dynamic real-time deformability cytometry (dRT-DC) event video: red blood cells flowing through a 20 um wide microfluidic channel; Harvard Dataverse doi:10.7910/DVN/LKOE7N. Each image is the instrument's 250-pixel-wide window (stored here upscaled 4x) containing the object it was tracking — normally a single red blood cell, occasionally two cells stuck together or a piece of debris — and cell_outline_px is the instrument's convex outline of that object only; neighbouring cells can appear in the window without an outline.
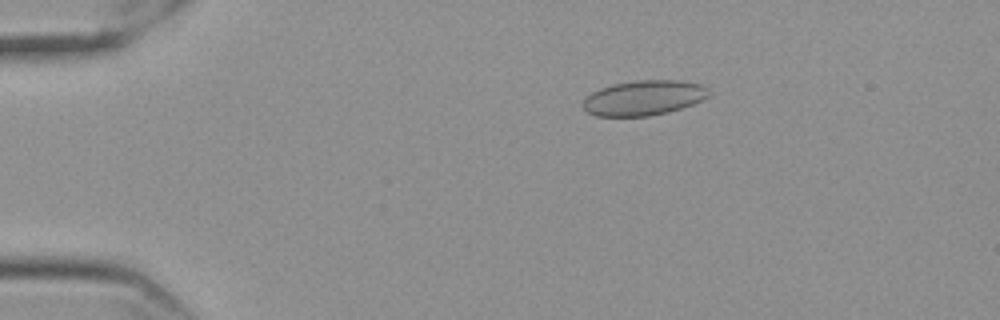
{"species": "Egyptian fruit bat (a non-hibernating species)", "species_latin": "Rousettus aegyptiacus", "temperature_condition": "cold", "stored_images_in_passage": 58, "camera_frame_rate_fps": 3000, "um_per_image_px": 0.085, "frame": {"image": 1, "passage_image": 11, "time_ms": 3.333, "image_size_px": [1000, 320], "cell_outline_px": [[712, 92], [708, 96], [692, 104], [668, 112], [648, 116], [596, 116], [588, 112], [580, 104], [592, 92], [600, 88], [612, 84], [636, 80], [680, 80], [704, 84]], "centroid_in_image_um": [54.73, 8.3], "position_along_channel_um": 30.3, "area_um2": 25.78}}
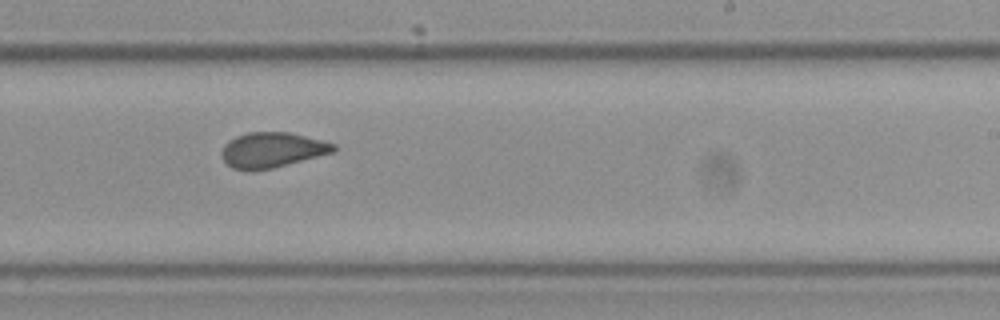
{"frame": {"image": 2, "passage_image": 36, "time_ms": 11.667, "image_size_px": [1000, 320], "cell_outline_px": [[336, 152], [272, 168], [252, 172], [232, 168], [220, 156], [220, 152], [224, 144], [228, 140], [236, 136], [248, 132], [288, 132], [336, 144]], "centroid_in_image_um": [23.09, 12.76], "position_along_channel_um": 265.9, "area_um2": 23.18}}
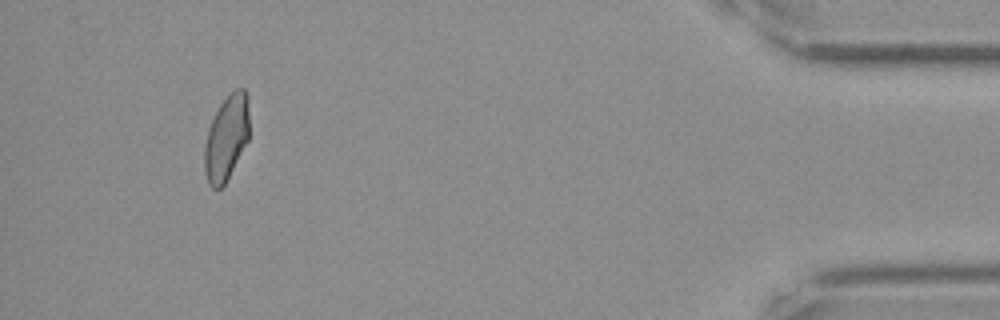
{"frame": {"image": 3, "passage_image": 54, "time_ms": 17.667, "image_size_px": [1000, 320], "cell_outline_px": [[248, 140], [224, 184], [220, 188], [212, 188], [208, 184], [204, 168], [204, 148], [208, 128], [220, 104], [236, 88], [244, 88], [248, 92]], "centroid_in_image_um": [19.24, 11.7], "position_along_channel_um": 416.0, "area_um2": 21.96}, "authors_computed_cell_mechanics": {"area_um2": 23.5824, "velocity_mm_per_s": 3.5402, "shape_relaxation_time_tau1_ms": null, "shape_relaxation_time_tau2_ms": 1.3619, "deformation_change_tau1": null, "deformation_change_tau2": 0.0712}}